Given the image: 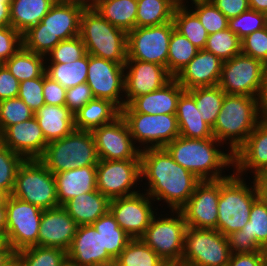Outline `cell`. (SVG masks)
Listing matches in <instances>:
<instances>
[{
	"label": "cell",
	"mask_w": 267,
	"mask_h": 266,
	"mask_svg": "<svg viewBox=\"0 0 267 266\" xmlns=\"http://www.w3.org/2000/svg\"><path fill=\"white\" fill-rule=\"evenodd\" d=\"M141 182L154 201H162L170 210H180L194 193L200 180L175 162L165 148L141 150ZM148 188V189H147Z\"/></svg>",
	"instance_id": "cell-1"
},
{
	"label": "cell",
	"mask_w": 267,
	"mask_h": 266,
	"mask_svg": "<svg viewBox=\"0 0 267 266\" xmlns=\"http://www.w3.org/2000/svg\"><path fill=\"white\" fill-rule=\"evenodd\" d=\"M222 145L224 144L214 137L193 139L178 136L164 148L175 162L192 172L200 181H204L230 176L222 173L226 168L234 166V155L230 150L224 151L225 146L223 150L219 149Z\"/></svg>",
	"instance_id": "cell-2"
},
{
	"label": "cell",
	"mask_w": 267,
	"mask_h": 266,
	"mask_svg": "<svg viewBox=\"0 0 267 266\" xmlns=\"http://www.w3.org/2000/svg\"><path fill=\"white\" fill-rule=\"evenodd\" d=\"M84 9L78 4L56 2L41 22L22 35L23 47L46 57L60 41L80 35Z\"/></svg>",
	"instance_id": "cell-3"
},
{
	"label": "cell",
	"mask_w": 267,
	"mask_h": 266,
	"mask_svg": "<svg viewBox=\"0 0 267 266\" xmlns=\"http://www.w3.org/2000/svg\"><path fill=\"white\" fill-rule=\"evenodd\" d=\"M247 177L233 172L220 179L217 230L224 236L241 230L249 222L251 206L261 195L257 178L247 185Z\"/></svg>",
	"instance_id": "cell-4"
},
{
	"label": "cell",
	"mask_w": 267,
	"mask_h": 266,
	"mask_svg": "<svg viewBox=\"0 0 267 266\" xmlns=\"http://www.w3.org/2000/svg\"><path fill=\"white\" fill-rule=\"evenodd\" d=\"M259 121L257 97L225 94L212 133L221 143H228L227 149L234 154Z\"/></svg>",
	"instance_id": "cell-5"
},
{
	"label": "cell",
	"mask_w": 267,
	"mask_h": 266,
	"mask_svg": "<svg viewBox=\"0 0 267 266\" xmlns=\"http://www.w3.org/2000/svg\"><path fill=\"white\" fill-rule=\"evenodd\" d=\"M89 55L125 64L127 33L109 23L93 7L85 8L80 18V35Z\"/></svg>",
	"instance_id": "cell-6"
},
{
	"label": "cell",
	"mask_w": 267,
	"mask_h": 266,
	"mask_svg": "<svg viewBox=\"0 0 267 266\" xmlns=\"http://www.w3.org/2000/svg\"><path fill=\"white\" fill-rule=\"evenodd\" d=\"M39 160L52 174H56L96 166L100 159L92 132L74 129L67 136L48 142Z\"/></svg>",
	"instance_id": "cell-7"
},
{
	"label": "cell",
	"mask_w": 267,
	"mask_h": 266,
	"mask_svg": "<svg viewBox=\"0 0 267 266\" xmlns=\"http://www.w3.org/2000/svg\"><path fill=\"white\" fill-rule=\"evenodd\" d=\"M168 212L170 215L166 213V216L164 214L159 216L156 213L140 239L167 265H179L184 251V234L187 225L180 210Z\"/></svg>",
	"instance_id": "cell-8"
},
{
	"label": "cell",
	"mask_w": 267,
	"mask_h": 266,
	"mask_svg": "<svg viewBox=\"0 0 267 266\" xmlns=\"http://www.w3.org/2000/svg\"><path fill=\"white\" fill-rule=\"evenodd\" d=\"M11 195L42 210L59 207L54 174L39 159L20 164Z\"/></svg>",
	"instance_id": "cell-9"
},
{
	"label": "cell",
	"mask_w": 267,
	"mask_h": 266,
	"mask_svg": "<svg viewBox=\"0 0 267 266\" xmlns=\"http://www.w3.org/2000/svg\"><path fill=\"white\" fill-rule=\"evenodd\" d=\"M227 237L215 229L187 226L182 266H227L231 257Z\"/></svg>",
	"instance_id": "cell-10"
},
{
	"label": "cell",
	"mask_w": 267,
	"mask_h": 266,
	"mask_svg": "<svg viewBox=\"0 0 267 266\" xmlns=\"http://www.w3.org/2000/svg\"><path fill=\"white\" fill-rule=\"evenodd\" d=\"M120 114L140 150L164 148L180 136L176 114L152 115L138 112H120Z\"/></svg>",
	"instance_id": "cell-11"
},
{
	"label": "cell",
	"mask_w": 267,
	"mask_h": 266,
	"mask_svg": "<svg viewBox=\"0 0 267 266\" xmlns=\"http://www.w3.org/2000/svg\"><path fill=\"white\" fill-rule=\"evenodd\" d=\"M266 75V65L243 53L223 61L218 86L225 94L259 96Z\"/></svg>",
	"instance_id": "cell-12"
},
{
	"label": "cell",
	"mask_w": 267,
	"mask_h": 266,
	"mask_svg": "<svg viewBox=\"0 0 267 266\" xmlns=\"http://www.w3.org/2000/svg\"><path fill=\"white\" fill-rule=\"evenodd\" d=\"M43 210L12 195L6 196V234L4 240L17 252L38 245Z\"/></svg>",
	"instance_id": "cell-13"
},
{
	"label": "cell",
	"mask_w": 267,
	"mask_h": 266,
	"mask_svg": "<svg viewBox=\"0 0 267 266\" xmlns=\"http://www.w3.org/2000/svg\"><path fill=\"white\" fill-rule=\"evenodd\" d=\"M174 23L136 27L127 33V60L155 63L167 68L169 41Z\"/></svg>",
	"instance_id": "cell-14"
},
{
	"label": "cell",
	"mask_w": 267,
	"mask_h": 266,
	"mask_svg": "<svg viewBox=\"0 0 267 266\" xmlns=\"http://www.w3.org/2000/svg\"><path fill=\"white\" fill-rule=\"evenodd\" d=\"M96 176L97 190L109 200L137 194L140 192L137 185L141 182V160H99Z\"/></svg>",
	"instance_id": "cell-15"
},
{
	"label": "cell",
	"mask_w": 267,
	"mask_h": 266,
	"mask_svg": "<svg viewBox=\"0 0 267 266\" xmlns=\"http://www.w3.org/2000/svg\"><path fill=\"white\" fill-rule=\"evenodd\" d=\"M125 64L88 54V75L86 83L95 98L107 99L120 110L125 106L124 81Z\"/></svg>",
	"instance_id": "cell-16"
},
{
	"label": "cell",
	"mask_w": 267,
	"mask_h": 266,
	"mask_svg": "<svg viewBox=\"0 0 267 266\" xmlns=\"http://www.w3.org/2000/svg\"><path fill=\"white\" fill-rule=\"evenodd\" d=\"M91 132L100 160H140L141 150L134 143L121 114L112 122Z\"/></svg>",
	"instance_id": "cell-17"
},
{
	"label": "cell",
	"mask_w": 267,
	"mask_h": 266,
	"mask_svg": "<svg viewBox=\"0 0 267 266\" xmlns=\"http://www.w3.org/2000/svg\"><path fill=\"white\" fill-rule=\"evenodd\" d=\"M154 200L146 193L137 194L110 200L109 211L115 217L119 226L133 239L140 238L157 209L153 207Z\"/></svg>",
	"instance_id": "cell-18"
},
{
	"label": "cell",
	"mask_w": 267,
	"mask_h": 266,
	"mask_svg": "<svg viewBox=\"0 0 267 266\" xmlns=\"http://www.w3.org/2000/svg\"><path fill=\"white\" fill-rule=\"evenodd\" d=\"M220 180L200 181L187 203L180 209L186 225L217 230Z\"/></svg>",
	"instance_id": "cell-19"
},
{
	"label": "cell",
	"mask_w": 267,
	"mask_h": 266,
	"mask_svg": "<svg viewBox=\"0 0 267 266\" xmlns=\"http://www.w3.org/2000/svg\"><path fill=\"white\" fill-rule=\"evenodd\" d=\"M124 69L125 105L133 98L160 89L173 78L166 67L150 62L127 60Z\"/></svg>",
	"instance_id": "cell-20"
},
{
	"label": "cell",
	"mask_w": 267,
	"mask_h": 266,
	"mask_svg": "<svg viewBox=\"0 0 267 266\" xmlns=\"http://www.w3.org/2000/svg\"><path fill=\"white\" fill-rule=\"evenodd\" d=\"M233 155L234 166L231 169L236 175L244 177L252 173L253 178H258L267 174V122L260 120Z\"/></svg>",
	"instance_id": "cell-21"
},
{
	"label": "cell",
	"mask_w": 267,
	"mask_h": 266,
	"mask_svg": "<svg viewBox=\"0 0 267 266\" xmlns=\"http://www.w3.org/2000/svg\"><path fill=\"white\" fill-rule=\"evenodd\" d=\"M231 253H253L267 242V200L260 195L252 204L249 222L226 236Z\"/></svg>",
	"instance_id": "cell-22"
},
{
	"label": "cell",
	"mask_w": 267,
	"mask_h": 266,
	"mask_svg": "<svg viewBox=\"0 0 267 266\" xmlns=\"http://www.w3.org/2000/svg\"><path fill=\"white\" fill-rule=\"evenodd\" d=\"M67 260L77 266H114L115 263L103 249L102 235L92 224L78 226L67 251Z\"/></svg>",
	"instance_id": "cell-23"
},
{
	"label": "cell",
	"mask_w": 267,
	"mask_h": 266,
	"mask_svg": "<svg viewBox=\"0 0 267 266\" xmlns=\"http://www.w3.org/2000/svg\"><path fill=\"white\" fill-rule=\"evenodd\" d=\"M0 141L24 160L40 159L48 144L35 116L9 126L0 135Z\"/></svg>",
	"instance_id": "cell-24"
},
{
	"label": "cell",
	"mask_w": 267,
	"mask_h": 266,
	"mask_svg": "<svg viewBox=\"0 0 267 266\" xmlns=\"http://www.w3.org/2000/svg\"><path fill=\"white\" fill-rule=\"evenodd\" d=\"M78 225L62 207L43 210L38 235V246L69 250Z\"/></svg>",
	"instance_id": "cell-25"
},
{
	"label": "cell",
	"mask_w": 267,
	"mask_h": 266,
	"mask_svg": "<svg viewBox=\"0 0 267 266\" xmlns=\"http://www.w3.org/2000/svg\"><path fill=\"white\" fill-rule=\"evenodd\" d=\"M223 61L204 49L174 77L185 89L216 86L219 83Z\"/></svg>",
	"instance_id": "cell-26"
},
{
	"label": "cell",
	"mask_w": 267,
	"mask_h": 266,
	"mask_svg": "<svg viewBox=\"0 0 267 266\" xmlns=\"http://www.w3.org/2000/svg\"><path fill=\"white\" fill-rule=\"evenodd\" d=\"M185 89L172 78L163 87L148 94L133 98L120 112L143 114H176L177 102Z\"/></svg>",
	"instance_id": "cell-27"
},
{
	"label": "cell",
	"mask_w": 267,
	"mask_h": 266,
	"mask_svg": "<svg viewBox=\"0 0 267 266\" xmlns=\"http://www.w3.org/2000/svg\"><path fill=\"white\" fill-rule=\"evenodd\" d=\"M59 206L82 194L97 190L96 166H86L54 174Z\"/></svg>",
	"instance_id": "cell-28"
},
{
	"label": "cell",
	"mask_w": 267,
	"mask_h": 266,
	"mask_svg": "<svg viewBox=\"0 0 267 266\" xmlns=\"http://www.w3.org/2000/svg\"><path fill=\"white\" fill-rule=\"evenodd\" d=\"M176 118L181 137L193 139L212 138V127L203 120L194 97L184 90L177 102Z\"/></svg>",
	"instance_id": "cell-29"
},
{
	"label": "cell",
	"mask_w": 267,
	"mask_h": 266,
	"mask_svg": "<svg viewBox=\"0 0 267 266\" xmlns=\"http://www.w3.org/2000/svg\"><path fill=\"white\" fill-rule=\"evenodd\" d=\"M110 200L100 191L82 193L62 205L78 226L90 225L109 211Z\"/></svg>",
	"instance_id": "cell-30"
},
{
	"label": "cell",
	"mask_w": 267,
	"mask_h": 266,
	"mask_svg": "<svg viewBox=\"0 0 267 266\" xmlns=\"http://www.w3.org/2000/svg\"><path fill=\"white\" fill-rule=\"evenodd\" d=\"M34 116L47 142L61 139L74 128V114L66 106L43 105Z\"/></svg>",
	"instance_id": "cell-31"
},
{
	"label": "cell",
	"mask_w": 267,
	"mask_h": 266,
	"mask_svg": "<svg viewBox=\"0 0 267 266\" xmlns=\"http://www.w3.org/2000/svg\"><path fill=\"white\" fill-rule=\"evenodd\" d=\"M56 0H12L10 24L21 35L37 25L50 11Z\"/></svg>",
	"instance_id": "cell-32"
},
{
	"label": "cell",
	"mask_w": 267,
	"mask_h": 266,
	"mask_svg": "<svg viewBox=\"0 0 267 266\" xmlns=\"http://www.w3.org/2000/svg\"><path fill=\"white\" fill-rule=\"evenodd\" d=\"M120 109L107 99L94 98L74 114V128L92 131L112 122Z\"/></svg>",
	"instance_id": "cell-33"
},
{
	"label": "cell",
	"mask_w": 267,
	"mask_h": 266,
	"mask_svg": "<svg viewBox=\"0 0 267 266\" xmlns=\"http://www.w3.org/2000/svg\"><path fill=\"white\" fill-rule=\"evenodd\" d=\"M93 8L126 33L136 28L137 0H95Z\"/></svg>",
	"instance_id": "cell-34"
},
{
	"label": "cell",
	"mask_w": 267,
	"mask_h": 266,
	"mask_svg": "<svg viewBox=\"0 0 267 266\" xmlns=\"http://www.w3.org/2000/svg\"><path fill=\"white\" fill-rule=\"evenodd\" d=\"M4 65L19 82L40 77L46 70L45 56L28 51L23 46Z\"/></svg>",
	"instance_id": "cell-35"
},
{
	"label": "cell",
	"mask_w": 267,
	"mask_h": 266,
	"mask_svg": "<svg viewBox=\"0 0 267 266\" xmlns=\"http://www.w3.org/2000/svg\"><path fill=\"white\" fill-rule=\"evenodd\" d=\"M92 225L102 235L103 249H106L114 260L133 239L119 226L110 211L101 216Z\"/></svg>",
	"instance_id": "cell-36"
},
{
	"label": "cell",
	"mask_w": 267,
	"mask_h": 266,
	"mask_svg": "<svg viewBox=\"0 0 267 266\" xmlns=\"http://www.w3.org/2000/svg\"><path fill=\"white\" fill-rule=\"evenodd\" d=\"M189 6V4L177 5L172 21L175 30L201 50L204 49L209 34Z\"/></svg>",
	"instance_id": "cell-37"
},
{
	"label": "cell",
	"mask_w": 267,
	"mask_h": 266,
	"mask_svg": "<svg viewBox=\"0 0 267 266\" xmlns=\"http://www.w3.org/2000/svg\"><path fill=\"white\" fill-rule=\"evenodd\" d=\"M175 0H137L136 27H147L172 22Z\"/></svg>",
	"instance_id": "cell-38"
},
{
	"label": "cell",
	"mask_w": 267,
	"mask_h": 266,
	"mask_svg": "<svg viewBox=\"0 0 267 266\" xmlns=\"http://www.w3.org/2000/svg\"><path fill=\"white\" fill-rule=\"evenodd\" d=\"M46 74L66 89L86 82L88 53L71 63H46Z\"/></svg>",
	"instance_id": "cell-39"
},
{
	"label": "cell",
	"mask_w": 267,
	"mask_h": 266,
	"mask_svg": "<svg viewBox=\"0 0 267 266\" xmlns=\"http://www.w3.org/2000/svg\"><path fill=\"white\" fill-rule=\"evenodd\" d=\"M114 266H168L140 238L132 239L115 259Z\"/></svg>",
	"instance_id": "cell-40"
},
{
	"label": "cell",
	"mask_w": 267,
	"mask_h": 266,
	"mask_svg": "<svg viewBox=\"0 0 267 266\" xmlns=\"http://www.w3.org/2000/svg\"><path fill=\"white\" fill-rule=\"evenodd\" d=\"M187 91L194 97L203 120L213 127L222 107L225 92L218 85L195 87Z\"/></svg>",
	"instance_id": "cell-41"
},
{
	"label": "cell",
	"mask_w": 267,
	"mask_h": 266,
	"mask_svg": "<svg viewBox=\"0 0 267 266\" xmlns=\"http://www.w3.org/2000/svg\"><path fill=\"white\" fill-rule=\"evenodd\" d=\"M198 48L175 29L169 41L167 71L174 78L197 54Z\"/></svg>",
	"instance_id": "cell-42"
},
{
	"label": "cell",
	"mask_w": 267,
	"mask_h": 266,
	"mask_svg": "<svg viewBox=\"0 0 267 266\" xmlns=\"http://www.w3.org/2000/svg\"><path fill=\"white\" fill-rule=\"evenodd\" d=\"M21 266H62L67 252L60 248L30 246L16 252Z\"/></svg>",
	"instance_id": "cell-43"
},
{
	"label": "cell",
	"mask_w": 267,
	"mask_h": 266,
	"mask_svg": "<svg viewBox=\"0 0 267 266\" xmlns=\"http://www.w3.org/2000/svg\"><path fill=\"white\" fill-rule=\"evenodd\" d=\"M204 50L226 61L241 53V40L229 28L210 34Z\"/></svg>",
	"instance_id": "cell-44"
},
{
	"label": "cell",
	"mask_w": 267,
	"mask_h": 266,
	"mask_svg": "<svg viewBox=\"0 0 267 266\" xmlns=\"http://www.w3.org/2000/svg\"><path fill=\"white\" fill-rule=\"evenodd\" d=\"M190 4L192 7L189 8H192L209 35L228 28L229 19L211 0H198Z\"/></svg>",
	"instance_id": "cell-45"
},
{
	"label": "cell",
	"mask_w": 267,
	"mask_h": 266,
	"mask_svg": "<svg viewBox=\"0 0 267 266\" xmlns=\"http://www.w3.org/2000/svg\"><path fill=\"white\" fill-rule=\"evenodd\" d=\"M23 161L24 159L19 154L0 141V190L7 196L13 191L16 172Z\"/></svg>",
	"instance_id": "cell-46"
},
{
	"label": "cell",
	"mask_w": 267,
	"mask_h": 266,
	"mask_svg": "<svg viewBox=\"0 0 267 266\" xmlns=\"http://www.w3.org/2000/svg\"><path fill=\"white\" fill-rule=\"evenodd\" d=\"M34 112L19 98L0 101V135L11 125L27 121Z\"/></svg>",
	"instance_id": "cell-47"
},
{
	"label": "cell",
	"mask_w": 267,
	"mask_h": 266,
	"mask_svg": "<svg viewBox=\"0 0 267 266\" xmlns=\"http://www.w3.org/2000/svg\"><path fill=\"white\" fill-rule=\"evenodd\" d=\"M266 26V14L250 8L237 17L229 19L228 23V28L235 33L240 40Z\"/></svg>",
	"instance_id": "cell-48"
},
{
	"label": "cell",
	"mask_w": 267,
	"mask_h": 266,
	"mask_svg": "<svg viewBox=\"0 0 267 266\" xmlns=\"http://www.w3.org/2000/svg\"><path fill=\"white\" fill-rule=\"evenodd\" d=\"M80 36L60 41L45 57L46 63H71L86 54Z\"/></svg>",
	"instance_id": "cell-49"
},
{
	"label": "cell",
	"mask_w": 267,
	"mask_h": 266,
	"mask_svg": "<svg viewBox=\"0 0 267 266\" xmlns=\"http://www.w3.org/2000/svg\"><path fill=\"white\" fill-rule=\"evenodd\" d=\"M18 97L35 113L43 105V74L20 82Z\"/></svg>",
	"instance_id": "cell-50"
},
{
	"label": "cell",
	"mask_w": 267,
	"mask_h": 266,
	"mask_svg": "<svg viewBox=\"0 0 267 266\" xmlns=\"http://www.w3.org/2000/svg\"><path fill=\"white\" fill-rule=\"evenodd\" d=\"M241 53L267 64V26L241 40Z\"/></svg>",
	"instance_id": "cell-51"
},
{
	"label": "cell",
	"mask_w": 267,
	"mask_h": 266,
	"mask_svg": "<svg viewBox=\"0 0 267 266\" xmlns=\"http://www.w3.org/2000/svg\"><path fill=\"white\" fill-rule=\"evenodd\" d=\"M23 46L22 35L11 26L0 27V63L4 64Z\"/></svg>",
	"instance_id": "cell-52"
},
{
	"label": "cell",
	"mask_w": 267,
	"mask_h": 266,
	"mask_svg": "<svg viewBox=\"0 0 267 266\" xmlns=\"http://www.w3.org/2000/svg\"><path fill=\"white\" fill-rule=\"evenodd\" d=\"M94 98L91 88L84 82L66 89L65 106L75 114Z\"/></svg>",
	"instance_id": "cell-53"
},
{
	"label": "cell",
	"mask_w": 267,
	"mask_h": 266,
	"mask_svg": "<svg viewBox=\"0 0 267 266\" xmlns=\"http://www.w3.org/2000/svg\"><path fill=\"white\" fill-rule=\"evenodd\" d=\"M43 96L45 104L65 106L66 88L43 73Z\"/></svg>",
	"instance_id": "cell-54"
},
{
	"label": "cell",
	"mask_w": 267,
	"mask_h": 266,
	"mask_svg": "<svg viewBox=\"0 0 267 266\" xmlns=\"http://www.w3.org/2000/svg\"><path fill=\"white\" fill-rule=\"evenodd\" d=\"M20 82L1 64L0 66V101L18 97Z\"/></svg>",
	"instance_id": "cell-55"
},
{
	"label": "cell",
	"mask_w": 267,
	"mask_h": 266,
	"mask_svg": "<svg viewBox=\"0 0 267 266\" xmlns=\"http://www.w3.org/2000/svg\"><path fill=\"white\" fill-rule=\"evenodd\" d=\"M228 18H234L250 8L249 0H211Z\"/></svg>",
	"instance_id": "cell-56"
},
{
	"label": "cell",
	"mask_w": 267,
	"mask_h": 266,
	"mask_svg": "<svg viewBox=\"0 0 267 266\" xmlns=\"http://www.w3.org/2000/svg\"><path fill=\"white\" fill-rule=\"evenodd\" d=\"M227 266H266L262 251L253 253H232Z\"/></svg>",
	"instance_id": "cell-57"
},
{
	"label": "cell",
	"mask_w": 267,
	"mask_h": 266,
	"mask_svg": "<svg viewBox=\"0 0 267 266\" xmlns=\"http://www.w3.org/2000/svg\"><path fill=\"white\" fill-rule=\"evenodd\" d=\"M258 112L261 121L267 122V74L258 96Z\"/></svg>",
	"instance_id": "cell-58"
},
{
	"label": "cell",
	"mask_w": 267,
	"mask_h": 266,
	"mask_svg": "<svg viewBox=\"0 0 267 266\" xmlns=\"http://www.w3.org/2000/svg\"><path fill=\"white\" fill-rule=\"evenodd\" d=\"M15 255L16 252L12 249V246L4 241L0 245V266H5Z\"/></svg>",
	"instance_id": "cell-59"
},
{
	"label": "cell",
	"mask_w": 267,
	"mask_h": 266,
	"mask_svg": "<svg viewBox=\"0 0 267 266\" xmlns=\"http://www.w3.org/2000/svg\"><path fill=\"white\" fill-rule=\"evenodd\" d=\"M11 26L10 24V4L0 1V27Z\"/></svg>",
	"instance_id": "cell-60"
},
{
	"label": "cell",
	"mask_w": 267,
	"mask_h": 266,
	"mask_svg": "<svg viewBox=\"0 0 267 266\" xmlns=\"http://www.w3.org/2000/svg\"><path fill=\"white\" fill-rule=\"evenodd\" d=\"M6 199L0 203V234L5 237L6 234Z\"/></svg>",
	"instance_id": "cell-61"
},
{
	"label": "cell",
	"mask_w": 267,
	"mask_h": 266,
	"mask_svg": "<svg viewBox=\"0 0 267 266\" xmlns=\"http://www.w3.org/2000/svg\"><path fill=\"white\" fill-rule=\"evenodd\" d=\"M250 9L266 14L267 0H249Z\"/></svg>",
	"instance_id": "cell-62"
},
{
	"label": "cell",
	"mask_w": 267,
	"mask_h": 266,
	"mask_svg": "<svg viewBox=\"0 0 267 266\" xmlns=\"http://www.w3.org/2000/svg\"><path fill=\"white\" fill-rule=\"evenodd\" d=\"M56 2L74 3L81 5L84 8H90L94 6L95 0H56Z\"/></svg>",
	"instance_id": "cell-63"
},
{
	"label": "cell",
	"mask_w": 267,
	"mask_h": 266,
	"mask_svg": "<svg viewBox=\"0 0 267 266\" xmlns=\"http://www.w3.org/2000/svg\"><path fill=\"white\" fill-rule=\"evenodd\" d=\"M261 195L267 200V174H263L262 176L257 178Z\"/></svg>",
	"instance_id": "cell-64"
},
{
	"label": "cell",
	"mask_w": 267,
	"mask_h": 266,
	"mask_svg": "<svg viewBox=\"0 0 267 266\" xmlns=\"http://www.w3.org/2000/svg\"><path fill=\"white\" fill-rule=\"evenodd\" d=\"M5 266H21L18 261L17 256L15 255Z\"/></svg>",
	"instance_id": "cell-65"
},
{
	"label": "cell",
	"mask_w": 267,
	"mask_h": 266,
	"mask_svg": "<svg viewBox=\"0 0 267 266\" xmlns=\"http://www.w3.org/2000/svg\"><path fill=\"white\" fill-rule=\"evenodd\" d=\"M262 254H263V259L265 261V265L267 266V242L262 246Z\"/></svg>",
	"instance_id": "cell-66"
},
{
	"label": "cell",
	"mask_w": 267,
	"mask_h": 266,
	"mask_svg": "<svg viewBox=\"0 0 267 266\" xmlns=\"http://www.w3.org/2000/svg\"><path fill=\"white\" fill-rule=\"evenodd\" d=\"M186 1V3H185ZM191 2H194V1H198V0H189ZM188 0H175V2L177 3V5H186L187 3H189Z\"/></svg>",
	"instance_id": "cell-67"
},
{
	"label": "cell",
	"mask_w": 267,
	"mask_h": 266,
	"mask_svg": "<svg viewBox=\"0 0 267 266\" xmlns=\"http://www.w3.org/2000/svg\"><path fill=\"white\" fill-rule=\"evenodd\" d=\"M6 194L0 190V203L3 202L6 199Z\"/></svg>",
	"instance_id": "cell-68"
},
{
	"label": "cell",
	"mask_w": 267,
	"mask_h": 266,
	"mask_svg": "<svg viewBox=\"0 0 267 266\" xmlns=\"http://www.w3.org/2000/svg\"><path fill=\"white\" fill-rule=\"evenodd\" d=\"M62 266H77L76 264H73L72 262L66 260Z\"/></svg>",
	"instance_id": "cell-69"
},
{
	"label": "cell",
	"mask_w": 267,
	"mask_h": 266,
	"mask_svg": "<svg viewBox=\"0 0 267 266\" xmlns=\"http://www.w3.org/2000/svg\"><path fill=\"white\" fill-rule=\"evenodd\" d=\"M4 237L0 234V245L4 242Z\"/></svg>",
	"instance_id": "cell-70"
},
{
	"label": "cell",
	"mask_w": 267,
	"mask_h": 266,
	"mask_svg": "<svg viewBox=\"0 0 267 266\" xmlns=\"http://www.w3.org/2000/svg\"><path fill=\"white\" fill-rule=\"evenodd\" d=\"M0 1H4L6 4H11L12 0H0Z\"/></svg>",
	"instance_id": "cell-71"
}]
</instances>
